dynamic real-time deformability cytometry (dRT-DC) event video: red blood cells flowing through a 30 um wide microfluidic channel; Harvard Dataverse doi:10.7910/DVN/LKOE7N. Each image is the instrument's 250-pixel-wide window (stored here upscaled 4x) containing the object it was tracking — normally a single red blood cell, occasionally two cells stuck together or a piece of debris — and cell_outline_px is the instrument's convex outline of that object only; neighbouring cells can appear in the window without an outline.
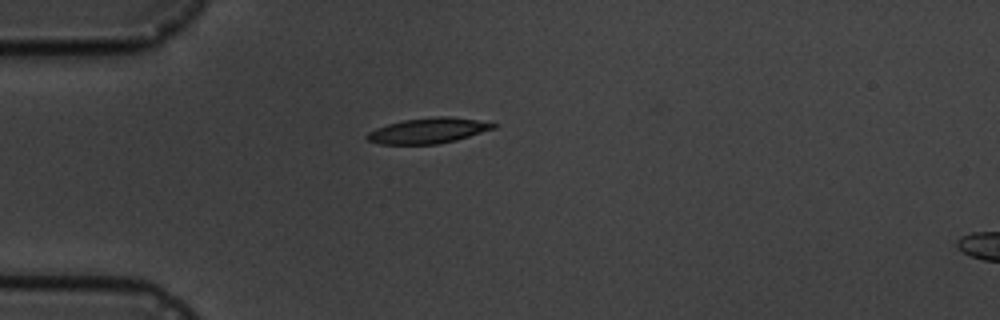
{"species": "common noctule bat (a hibernating species)", "species_latin": "Nyctalus noctula", "temperature_condition": "cold", "stored_images_in_passage": 8, "camera_frame_rate_fps": 3000, "um_per_image_px": 0.085, "animal": {"sex": "male", "body_mass_g": 19.5, "forearm_length_mm": 54.6}, "frame": {"image": 1, "passage_image": 1, "time_ms": 0.0, "image_size_px": [1000, 320], "cell_outline_px": [[496, 128], [456, 140], [436, 144], [380, 144], [368, 140], [364, 136], [368, 132], [376, 128], [388, 124], [404, 120], [436, 116], [448, 116], [476, 120], [496, 124]], "centroid_in_image_um": [36.37, 11.1], "position_along_channel_um": 48.6, "area_um2": 18.55}}
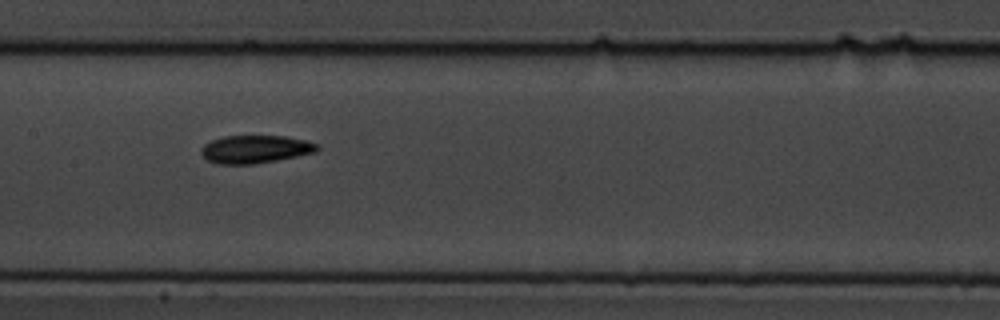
{"frame": {"image": 2, "passage_image": 5, "time_ms": 4.333, "image_size_px": [1000, 320], "cell_outline_px": [[320, 148], [316, 152], [256, 164], [216, 164], [208, 160], [200, 152], [200, 148], [204, 144], [212, 140], [224, 136], [284, 136], [304, 140], [320, 144]], "centroid_in_image_um": [21.69, 12.68], "position_along_channel_um": 185.7, "area_um2": 18.9}}
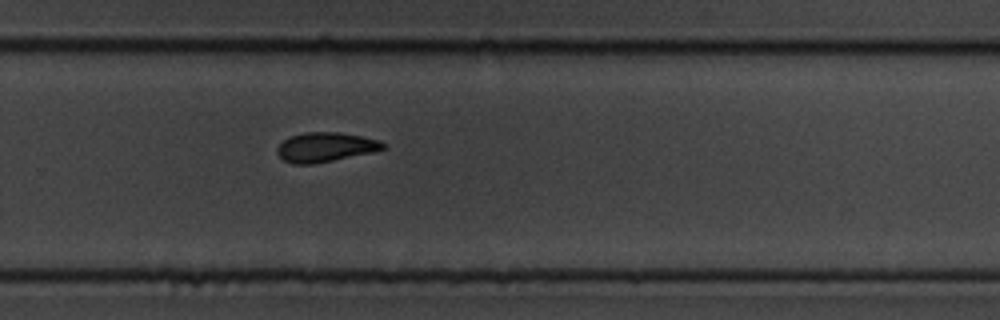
{"frame": {"image": 3, "passage_image": 8, "time_ms": 7.667, "image_size_px": [1000, 320], "cell_outline_px": [[388, 148], [372, 152], [312, 164], [292, 164], [284, 160], [276, 152], [276, 148], [284, 140], [292, 136], [304, 132], [340, 132], [380, 140]], "centroid_in_image_um": [27.66, 12.5], "position_along_channel_um": 302.1, "area_um2": 18.03}}